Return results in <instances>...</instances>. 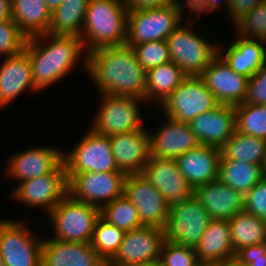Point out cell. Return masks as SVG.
Listing matches in <instances>:
<instances>
[{
  "instance_id": "obj_14",
  "label": "cell",
  "mask_w": 266,
  "mask_h": 266,
  "mask_svg": "<svg viewBox=\"0 0 266 266\" xmlns=\"http://www.w3.org/2000/svg\"><path fill=\"white\" fill-rule=\"evenodd\" d=\"M123 195L137 208L144 226L164 227L171 205L141 173L126 175Z\"/></svg>"
},
{
  "instance_id": "obj_42",
  "label": "cell",
  "mask_w": 266,
  "mask_h": 266,
  "mask_svg": "<svg viewBox=\"0 0 266 266\" xmlns=\"http://www.w3.org/2000/svg\"><path fill=\"white\" fill-rule=\"evenodd\" d=\"M244 103L266 105V63L249 79Z\"/></svg>"
},
{
  "instance_id": "obj_28",
  "label": "cell",
  "mask_w": 266,
  "mask_h": 266,
  "mask_svg": "<svg viewBox=\"0 0 266 266\" xmlns=\"http://www.w3.org/2000/svg\"><path fill=\"white\" fill-rule=\"evenodd\" d=\"M12 19L27 37L46 34L51 23V11L45 0H11Z\"/></svg>"
},
{
  "instance_id": "obj_44",
  "label": "cell",
  "mask_w": 266,
  "mask_h": 266,
  "mask_svg": "<svg viewBox=\"0 0 266 266\" xmlns=\"http://www.w3.org/2000/svg\"><path fill=\"white\" fill-rule=\"evenodd\" d=\"M263 1L264 0H229V9L227 11L232 18L233 25Z\"/></svg>"
},
{
  "instance_id": "obj_49",
  "label": "cell",
  "mask_w": 266,
  "mask_h": 266,
  "mask_svg": "<svg viewBox=\"0 0 266 266\" xmlns=\"http://www.w3.org/2000/svg\"><path fill=\"white\" fill-rule=\"evenodd\" d=\"M63 0H45L47 8L51 11V13L57 9Z\"/></svg>"
},
{
  "instance_id": "obj_13",
  "label": "cell",
  "mask_w": 266,
  "mask_h": 266,
  "mask_svg": "<svg viewBox=\"0 0 266 266\" xmlns=\"http://www.w3.org/2000/svg\"><path fill=\"white\" fill-rule=\"evenodd\" d=\"M69 180L64 161L51 173L20 182L13 199L29 207H44L49 213L68 195Z\"/></svg>"
},
{
  "instance_id": "obj_11",
  "label": "cell",
  "mask_w": 266,
  "mask_h": 266,
  "mask_svg": "<svg viewBox=\"0 0 266 266\" xmlns=\"http://www.w3.org/2000/svg\"><path fill=\"white\" fill-rule=\"evenodd\" d=\"M67 177L69 180L68 194L74 200L101 209L103 205L123 195L126 174L124 172H85L67 174Z\"/></svg>"
},
{
  "instance_id": "obj_36",
  "label": "cell",
  "mask_w": 266,
  "mask_h": 266,
  "mask_svg": "<svg viewBox=\"0 0 266 266\" xmlns=\"http://www.w3.org/2000/svg\"><path fill=\"white\" fill-rule=\"evenodd\" d=\"M234 109L236 131L266 140V105L241 103Z\"/></svg>"
},
{
  "instance_id": "obj_3",
  "label": "cell",
  "mask_w": 266,
  "mask_h": 266,
  "mask_svg": "<svg viewBox=\"0 0 266 266\" xmlns=\"http://www.w3.org/2000/svg\"><path fill=\"white\" fill-rule=\"evenodd\" d=\"M127 17L125 0H90L80 36L85 53L97 48L125 45Z\"/></svg>"
},
{
  "instance_id": "obj_25",
  "label": "cell",
  "mask_w": 266,
  "mask_h": 266,
  "mask_svg": "<svg viewBox=\"0 0 266 266\" xmlns=\"http://www.w3.org/2000/svg\"><path fill=\"white\" fill-rule=\"evenodd\" d=\"M213 219L229 220L244 209V195L217 179L194 190Z\"/></svg>"
},
{
  "instance_id": "obj_45",
  "label": "cell",
  "mask_w": 266,
  "mask_h": 266,
  "mask_svg": "<svg viewBox=\"0 0 266 266\" xmlns=\"http://www.w3.org/2000/svg\"><path fill=\"white\" fill-rule=\"evenodd\" d=\"M128 11L159 8L176 3V0H125Z\"/></svg>"
},
{
  "instance_id": "obj_34",
  "label": "cell",
  "mask_w": 266,
  "mask_h": 266,
  "mask_svg": "<svg viewBox=\"0 0 266 266\" xmlns=\"http://www.w3.org/2000/svg\"><path fill=\"white\" fill-rule=\"evenodd\" d=\"M100 217L108 224L116 226L124 232L144 226L137 208L124 195L115 198L111 203L103 205L100 209Z\"/></svg>"
},
{
  "instance_id": "obj_24",
  "label": "cell",
  "mask_w": 266,
  "mask_h": 266,
  "mask_svg": "<svg viewBox=\"0 0 266 266\" xmlns=\"http://www.w3.org/2000/svg\"><path fill=\"white\" fill-rule=\"evenodd\" d=\"M38 91L33 84L28 52L4 57L0 66V108L7 106L26 89Z\"/></svg>"
},
{
  "instance_id": "obj_6",
  "label": "cell",
  "mask_w": 266,
  "mask_h": 266,
  "mask_svg": "<svg viewBox=\"0 0 266 266\" xmlns=\"http://www.w3.org/2000/svg\"><path fill=\"white\" fill-rule=\"evenodd\" d=\"M212 220L211 214L193 195L183 202L171 205L163 227L164 240L195 248Z\"/></svg>"
},
{
  "instance_id": "obj_47",
  "label": "cell",
  "mask_w": 266,
  "mask_h": 266,
  "mask_svg": "<svg viewBox=\"0 0 266 266\" xmlns=\"http://www.w3.org/2000/svg\"><path fill=\"white\" fill-rule=\"evenodd\" d=\"M12 19L11 0H0V22Z\"/></svg>"
},
{
  "instance_id": "obj_4",
  "label": "cell",
  "mask_w": 266,
  "mask_h": 266,
  "mask_svg": "<svg viewBox=\"0 0 266 266\" xmlns=\"http://www.w3.org/2000/svg\"><path fill=\"white\" fill-rule=\"evenodd\" d=\"M48 214L55 230L51 239L91 243L100 208L74 200L68 194Z\"/></svg>"
},
{
  "instance_id": "obj_23",
  "label": "cell",
  "mask_w": 266,
  "mask_h": 266,
  "mask_svg": "<svg viewBox=\"0 0 266 266\" xmlns=\"http://www.w3.org/2000/svg\"><path fill=\"white\" fill-rule=\"evenodd\" d=\"M63 155L52 147L28 149L13 155L6 170L9 176L22 182L53 172L63 162Z\"/></svg>"
},
{
  "instance_id": "obj_37",
  "label": "cell",
  "mask_w": 266,
  "mask_h": 266,
  "mask_svg": "<svg viewBox=\"0 0 266 266\" xmlns=\"http://www.w3.org/2000/svg\"><path fill=\"white\" fill-rule=\"evenodd\" d=\"M234 25L235 31L241 37L266 41V0L245 14Z\"/></svg>"
},
{
  "instance_id": "obj_31",
  "label": "cell",
  "mask_w": 266,
  "mask_h": 266,
  "mask_svg": "<svg viewBox=\"0 0 266 266\" xmlns=\"http://www.w3.org/2000/svg\"><path fill=\"white\" fill-rule=\"evenodd\" d=\"M234 252L266 242V221L241 211L228 220Z\"/></svg>"
},
{
  "instance_id": "obj_9",
  "label": "cell",
  "mask_w": 266,
  "mask_h": 266,
  "mask_svg": "<svg viewBox=\"0 0 266 266\" xmlns=\"http://www.w3.org/2000/svg\"><path fill=\"white\" fill-rule=\"evenodd\" d=\"M63 161L67 174L123 172L116 165L109 136L93 129L87 131L67 155H63Z\"/></svg>"
},
{
  "instance_id": "obj_7",
  "label": "cell",
  "mask_w": 266,
  "mask_h": 266,
  "mask_svg": "<svg viewBox=\"0 0 266 266\" xmlns=\"http://www.w3.org/2000/svg\"><path fill=\"white\" fill-rule=\"evenodd\" d=\"M182 13L175 3L159 8L128 11L126 45L167 40L183 23Z\"/></svg>"
},
{
  "instance_id": "obj_38",
  "label": "cell",
  "mask_w": 266,
  "mask_h": 266,
  "mask_svg": "<svg viewBox=\"0 0 266 266\" xmlns=\"http://www.w3.org/2000/svg\"><path fill=\"white\" fill-rule=\"evenodd\" d=\"M133 48L146 71L171 61L167 40L140 43Z\"/></svg>"
},
{
  "instance_id": "obj_29",
  "label": "cell",
  "mask_w": 266,
  "mask_h": 266,
  "mask_svg": "<svg viewBox=\"0 0 266 266\" xmlns=\"http://www.w3.org/2000/svg\"><path fill=\"white\" fill-rule=\"evenodd\" d=\"M90 0H63L51 13L47 34L81 36L85 14Z\"/></svg>"
},
{
  "instance_id": "obj_10",
  "label": "cell",
  "mask_w": 266,
  "mask_h": 266,
  "mask_svg": "<svg viewBox=\"0 0 266 266\" xmlns=\"http://www.w3.org/2000/svg\"><path fill=\"white\" fill-rule=\"evenodd\" d=\"M102 105L91 129L101 135L112 136L143 129L138 102L145 99L131 96L102 94ZM143 100V101H142Z\"/></svg>"
},
{
  "instance_id": "obj_18",
  "label": "cell",
  "mask_w": 266,
  "mask_h": 266,
  "mask_svg": "<svg viewBox=\"0 0 266 266\" xmlns=\"http://www.w3.org/2000/svg\"><path fill=\"white\" fill-rule=\"evenodd\" d=\"M165 118L166 123L156 134L149 133L150 157L176 160L200 144L189 123Z\"/></svg>"
},
{
  "instance_id": "obj_46",
  "label": "cell",
  "mask_w": 266,
  "mask_h": 266,
  "mask_svg": "<svg viewBox=\"0 0 266 266\" xmlns=\"http://www.w3.org/2000/svg\"><path fill=\"white\" fill-rule=\"evenodd\" d=\"M175 4L177 6V9L182 13V16H183V10H184L185 6H187V8H189V10H190L189 12H191V10H193L194 14H197V13L200 14V12L205 13V0H187V1H185V5H184V3L181 4L179 0H176Z\"/></svg>"
},
{
  "instance_id": "obj_26",
  "label": "cell",
  "mask_w": 266,
  "mask_h": 266,
  "mask_svg": "<svg viewBox=\"0 0 266 266\" xmlns=\"http://www.w3.org/2000/svg\"><path fill=\"white\" fill-rule=\"evenodd\" d=\"M194 249L201 264L223 266L234 259L229 221L213 219Z\"/></svg>"
},
{
  "instance_id": "obj_39",
  "label": "cell",
  "mask_w": 266,
  "mask_h": 266,
  "mask_svg": "<svg viewBox=\"0 0 266 266\" xmlns=\"http://www.w3.org/2000/svg\"><path fill=\"white\" fill-rule=\"evenodd\" d=\"M159 260L162 266H199L201 264L193 247L165 241Z\"/></svg>"
},
{
  "instance_id": "obj_21",
  "label": "cell",
  "mask_w": 266,
  "mask_h": 266,
  "mask_svg": "<svg viewBox=\"0 0 266 266\" xmlns=\"http://www.w3.org/2000/svg\"><path fill=\"white\" fill-rule=\"evenodd\" d=\"M221 148L199 144L179 156L176 161L181 174L195 190L219 179Z\"/></svg>"
},
{
  "instance_id": "obj_40",
  "label": "cell",
  "mask_w": 266,
  "mask_h": 266,
  "mask_svg": "<svg viewBox=\"0 0 266 266\" xmlns=\"http://www.w3.org/2000/svg\"><path fill=\"white\" fill-rule=\"evenodd\" d=\"M27 37L20 31L13 19L0 22V54L5 57L21 52Z\"/></svg>"
},
{
  "instance_id": "obj_43",
  "label": "cell",
  "mask_w": 266,
  "mask_h": 266,
  "mask_svg": "<svg viewBox=\"0 0 266 266\" xmlns=\"http://www.w3.org/2000/svg\"><path fill=\"white\" fill-rule=\"evenodd\" d=\"M234 260L244 266H266V242L241 248Z\"/></svg>"
},
{
  "instance_id": "obj_16",
  "label": "cell",
  "mask_w": 266,
  "mask_h": 266,
  "mask_svg": "<svg viewBox=\"0 0 266 266\" xmlns=\"http://www.w3.org/2000/svg\"><path fill=\"white\" fill-rule=\"evenodd\" d=\"M220 104L244 103L249 78L237 74L218 54L200 76Z\"/></svg>"
},
{
  "instance_id": "obj_1",
  "label": "cell",
  "mask_w": 266,
  "mask_h": 266,
  "mask_svg": "<svg viewBox=\"0 0 266 266\" xmlns=\"http://www.w3.org/2000/svg\"><path fill=\"white\" fill-rule=\"evenodd\" d=\"M85 68L100 95L145 99L147 71L128 45L94 49L85 53Z\"/></svg>"
},
{
  "instance_id": "obj_48",
  "label": "cell",
  "mask_w": 266,
  "mask_h": 266,
  "mask_svg": "<svg viewBox=\"0 0 266 266\" xmlns=\"http://www.w3.org/2000/svg\"><path fill=\"white\" fill-rule=\"evenodd\" d=\"M220 0H205V12L210 13L212 10H216L221 5ZM222 2L226 3V8L229 9V0H223ZM220 4V5H219Z\"/></svg>"
},
{
  "instance_id": "obj_32",
  "label": "cell",
  "mask_w": 266,
  "mask_h": 266,
  "mask_svg": "<svg viewBox=\"0 0 266 266\" xmlns=\"http://www.w3.org/2000/svg\"><path fill=\"white\" fill-rule=\"evenodd\" d=\"M266 156V140L235 131L221 147V160H235L262 165Z\"/></svg>"
},
{
  "instance_id": "obj_27",
  "label": "cell",
  "mask_w": 266,
  "mask_h": 266,
  "mask_svg": "<svg viewBox=\"0 0 266 266\" xmlns=\"http://www.w3.org/2000/svg\"><path fill=\"white\" fill-rule=\"evenodd\" d=\"M237 36L224 55L220 50L218 54L233 71L250 79L266 63V41Z\"/></svg>"
},
{
  "instance_id": "obj_5",
  "label": "cell",
  "mask_w": 266,
  "mask_h": 266,
  "mask_svg": "<svg viewBox=\"0 0 266 266\" xmlns=\"http://www.w3.org/2000/svg\"><path fill=\"white\" fill-rule=\"evenodd\" d=\"M188 24V25H187ZM179 25L168 37L167 43L171 61L177 64L188 76H201L220 49L206 38L197 35L189 26Z\"/></svg>"
},
{
  "instance_id": "obj_53",
  "label": "cell",
  "mask_w": 266,
  "mask_h": 266,
  "mask_svg": "<svg viewBox=\"0 0 266 266\" xmlns=\"http://www.w3.org/2000/svg\"><path fill=\"white\" fill-rule=\"evenodd\" d=\"M199 266H221L217 264H200Z\"/></svg>"
},
{
  "instance_id": "obj_51",
  "label": "cell",
  "mask_w": 266,
  "mask_h": 266,
  "mask_svg": "<svg viewBox=\"0 0 266 266\" xmlns=\"http://www.w3.org/2000/svg\"><path fill=\"white\" fill-rule=\"evenodd\" d=\"M261 168H262V176L264 179H266V156L264 157Z\"/></svg>"
},
{
  "instance_id": "obj_22",
  "label": "cell",
  "mask_w": 266,
  "mask_h": 266,
  "mask_svg": "<svg viewBox=\"0 0 266 266\" xmlns=\"http://www.w3.org/2000/svg\"><path fill=\"white\" fill-rule=\"evenodd\" d=\"M41 266H107L91 243L42 239Z\"/></svg>"
},
{
  "instance_id": "obj_41",
  "label": "cell",
  "mask_w": 266,
  "mask_h": 266,
  "mask_svg": "<svg viewBox=\"0 0 266 266\" xmlns=\"http://www.w3.org/2000/svg\"><path fill=\"white\" fill-rule=\"evenodd\" d=\"M243 210L266 221V179L262 178L244 195Z\"/></svg>"
},
{
  "instance_id": "obj_35",
  "label": "cell",
  "mask_w": 266,
  "mask_h": 266,
  "mask_svg": "<svg viewBox=\"0 0 266 266\" xmlns=\"http://www.w3.org/2000/svg\"><path fill=\"white\" fill-rule=\"evenodd\" d=\"M124 234L123 230L108 224L100 217L94 227L92 248L108 264L119 251Z\"/></svg>"
},
{
  "instance_id": "obj_15",
  "label": "cell",
  "mask_w": 266,
  "mask_h": 266,
  "mask_svg": "<svg viewBox=\"0 0 266 266\" xmlns=\"http://www.w3.org/2000/svg\"><path fill=\"white\" fill-rule=\"evenodd\" d=\"M164 241V231L160 227L142 226L125 232L119 251L107 266L159 260Z\"/></svg>"
},
{
  "instance_id": "obj_12",
  "label": "cell",
  "mask_w": 266,
  "mask_h": 266,
  "mask_svg": "<svg viewBox=\"0 0 266 266\" xmlns=\"http://www.w3.org/2000/svg\"><path fill=\"white\" fill-rule=\"evenodd\" d=\"M23 224L0 219V254L4 266H41L42 239H34Z\"/></svg>"
},
{
  "instance_id": "obj_20",
  "label": "cell",
  "mask_w": 266,
  "mask_h": 266,
  "mask_svg": "<svg viewBox=\"0 0 266 266\" xmlns=\"http://www.w3.org/2000/svg\"><path fill=\"white\" fill-rule=\"evenodd\" d=\"M109 138L118 169L126 175L141 173L150 157V135L146 128Z\"/></svg>"
},
{
  "instance_id": "obj_8",
  "label": "cell",
  "mask_w": 266,
  "mask_h": 266,
  "mask_svg": "<svg viewBox=\"0 0 266 266\" xmlns=\"http://www.w3.org/2000/svg\"><path fill=\"white\" fill-rule=\"evenodd\" d=\"M219 104L200 76H187L159 105L165 116L190 123L198 115L214 109Z\"/></svg>"
},
{
  "instance_id": "obj_2",
  "label": "cell",
  "mask_w": 266,
  "mask_h": 266,
  "mask_svg": "<svg viewBox=\"0 0 266 266\" xmlns=\"http://www.w3.org/2000/svg\"><path fill=\"white\" fill-rule=\"evenodd\" d=\"M45 39L50 40L48 45L44 44ZM24 49L28 52L33 84L38 91L66 77L85 52L80 36L47 33L27 38Z\"/></svg>"
},
{
  "instance_id": "obj_50",
  "label": "cell",
  "mask_w": 266,
  "mask_h": 266,
  "mask_svg": "<svg viewBox=\"0 0 266 266\" xmlns=\"http://www.w3.org/2000/svg\"><path fill=\"white\" fill-rule=\"evenodd\" d=\"M128 266H162L160 260H152L147 262H139Z\"/></svg>"
},
{
  "instance_id": "obj_33",
  "label": "cell",
  "mask_w": 266,
  "mask_h": 266,
  "mask_svg": "<svg viewBox=\"0 0 266 266\" xmlns=\"http://www.w3.org/2000/svg\"><path fill=\"white\" fill-rule=\"evenodd\" d=\"M262 178L261 165L220 160L219 180L243 195H246Z\"/></svg>"
},
{
  "instance_id": "obj_52",
  "label": "cell",
  "mask_w": 266,
  "mask_h": 266,
  "mask_svg": "<svg viewBox=\"0 0 266 266\" xmlns=\"http://www.w3.org/2000/svg\"><path fill=\"white\" fill-rule=\"evenodd\" d=\"M223 266H244V265H241L237 261H235L234 259H232L228 263L224 264Z\"/></svg>"
},
{
  "instance_id": "obj_19",
  "label": "cell",
  "mask_w": 266,
  "mask_h": 266,
  "mask_svg": "<svg viewBox=\"0 0 266 266\" xmlns=\"http://www.w3.org/2000/svg\"><path fill=\"white\" fill-rule=\"evenodd\" d=\"M189 124L200 144L221 148L236 131L234 106L219 104L198 115Z\"/></svg>"
},
{
  "instance_id": "obj_30",
  "label": "cell",
  "mask_w": 266,
  "mask_h": 266,
  "mask_svg": "<svg viewBox=\"0 0 266 266\" xmlns=\"http://www.w3.org/2000/svg\"><path fill=\"white\" fill-rule=\"evenodd\" d=\"M186 77L172 61L148 70L145 102L155 99L162 104Z\"/></svg>"
},
{
  "instance_id": "obj_54",
  "label": "cell",
  "mask_w": 266,
  "mask_h": 266,
  "mask_svg": "<svg viewBox=\"0 0 266 266\" xmlns=\"http://www.w3.org/2000/svg\"><path fill=\"white\" fill-rule=\"evenodd\" d=\"M0 266H4V262H3L1 254H0Z\"/></svg>"
},
{
  "instance_id": "obj_17",
  "label": "cell",
  "mask_w": 266,
  "mask_h": 266,
  "mask_svg": "<svg viewBox=\"0 0 266 266\" xmlns=\"http://www.w3.org/2000/svg\"><path fill=\"white\" fill-rule=\"evenodd\" d=\"M141 174L170 205L183 202L194 195V190L181 174L175 159L149 157Z\"/></svg>"
}]
</instances>
